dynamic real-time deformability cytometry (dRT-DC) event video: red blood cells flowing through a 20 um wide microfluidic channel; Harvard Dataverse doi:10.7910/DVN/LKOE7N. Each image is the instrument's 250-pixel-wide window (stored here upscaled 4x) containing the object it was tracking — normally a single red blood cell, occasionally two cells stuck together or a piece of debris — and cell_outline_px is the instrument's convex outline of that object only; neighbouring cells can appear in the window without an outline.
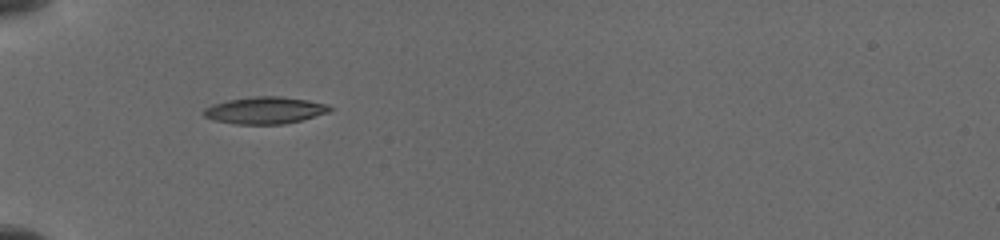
{"species": "common noctule bat (a hibernating species)", "species_latin": "Nyctalus noctula", "temperature_condition": "cold", "stored_images_in_passage": 16, "camera_frame_rate_fps": 3000, "um_per_image_px": 0.085, "animal": {"sex": "female", "body_mass_g": 19.5, "forearm_length_mm": 54.1}, "frame": {"image": 1, "passage_image": 1, "time_ms": 0.0, "image_size_px": [1000, 240], "cell_outline_px": [[336, 108], [328, 112], [300, 120], [284, 124], [236, 124], [212, 120], [204, 116], [200, 112], [204, 108], [212, 104], [228, 100], [256, 96], [280, 96], [308, 100], [328, 104]], "centroid_in_image_um": [22.5, 9.37], "position_along_channel_um": 62.5, "area_um2": 19.94}}
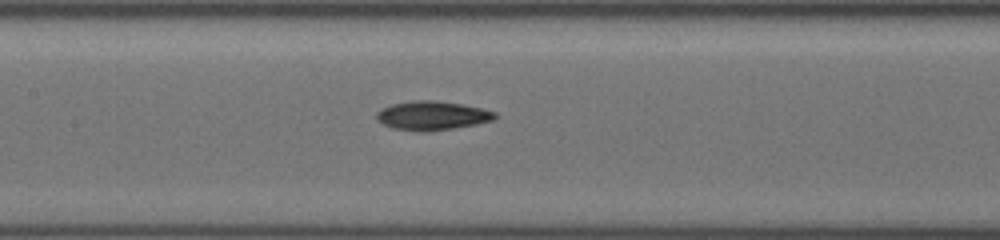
{"frame": {"image": 2, "passage_image": 7, "time_ms": 3.0, "image_size_px": [1000, 240], "cell_outline_px": [[496, 116], [492, 120], [476, 124], [452, 128], [424, 132], [392, 128], [384, 124], [376, 116], [376, 112], [380, 108], [392, 104], [412, 100], [432, 100], [460, 104], [480, 108], [496, 112]], "centroid_in_image_um": [36.7, 9.82], "position_along_channel_um": 170.7, "area_um2": 19.71}}
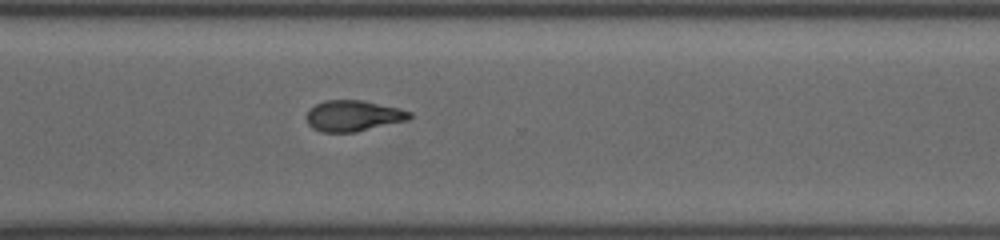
{"frame": {"image": 3, "passage_image": 16, "time_ms": 7.333, "image_size_px": [1000, 240], "cell_outline_px": [[412, 116], [408, 120], [356, 132], [320, 132], [312, 128], [308, 124], [308, 112], [316, 104], [324, 100], [364, 100], [400, 108], [412, 112]], "centroid_in_image_um": [30.06, 9.84], "position_along_channel_um": 340.5, "area_um2": 18.61}}